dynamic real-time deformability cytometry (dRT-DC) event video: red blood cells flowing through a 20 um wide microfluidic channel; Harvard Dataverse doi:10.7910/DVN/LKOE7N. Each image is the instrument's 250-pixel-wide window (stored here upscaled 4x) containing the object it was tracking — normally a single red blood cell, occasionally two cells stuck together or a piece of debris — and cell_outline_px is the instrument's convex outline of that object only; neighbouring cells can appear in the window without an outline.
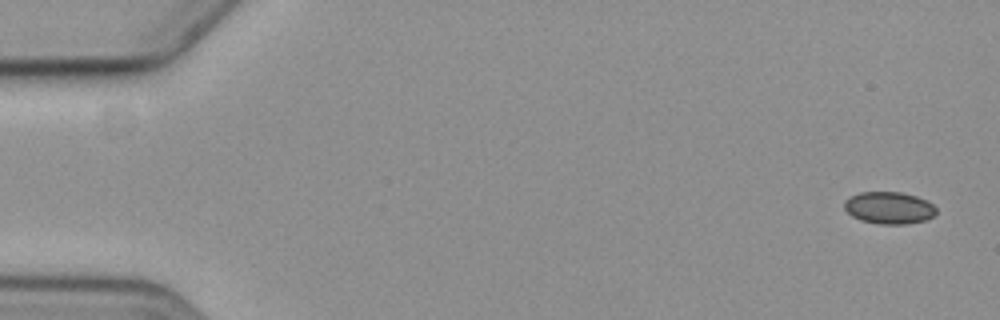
{"species": "common noctule bat (a hibernating species)", "species_latin": "Nyctalus noctula", "temperature_condition": "cold", "stored_images_in_passage": 7, "camera_frame_rate_fps": 3000, "um_per_image_px": 0.085, "animal": {"sex": "female", "body_mass_g": 19.3, "forearm_length_mm": 54.1}, "frame": {"image": 1, "passage_image": 1, "time_ms": 0.0, "image_size_px": [1000, 320], "cell_outline_px": [[936, 212], [932, 216], [924, 220], [904, 224], [880, 224], [860, 220], [852, 216], [844, 208], [844, 200], [860, 192], [900, 192], [916, 196], [932, 204], [936, 208]], "centroid_in_image_um": [75.54, 17.66], "position_along_channel_um": 9.5, "area_um2": 16.99}}
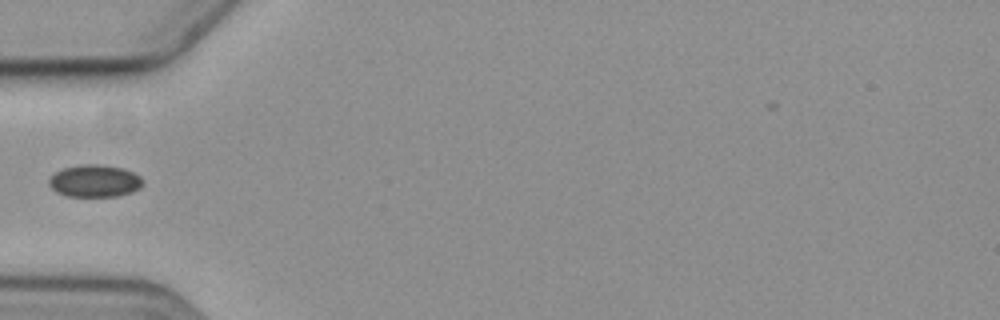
{"frame": {"image": 2, "passage_image": 6, "time_ms": 6.0, "image_size_px": [1000, 320], "cell_outline_px": [[144, 184], [140, 188], [132, 192], [116, 196], [68, 196], [56, 192], [48, 184], [48, 180], [56, 172], [64, 168], [80, 164], [100, 164], [124, 168], [140, 176], [144, 180]], "centroid_in_image_um": [8.07, 15.37], "position_along_channel_um": 76.9, "area_um2": 17.74}}
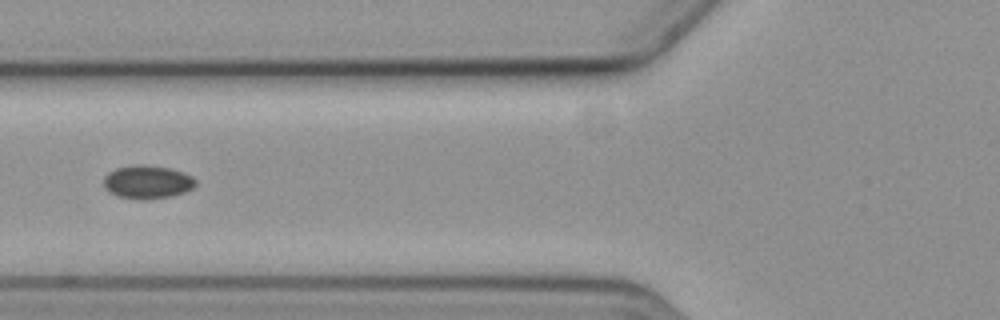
{"frame": {"image": 3, "passage_image": 7, "time_ms": 7.0, "image_size_px": [1000, 320], "cell_outline_px": [[196, 184], [192, 188], [184, 192], [172, 196], [144, 200], [140, 200], [116, 196], [108, 192], [104, 188], [104, 176], [108, 172], [116, 168], [144, 164], [168, 168], [184, 172], [192, 176], [196, 180]], "centroid_in_image_um": [12.51, 15.48], "position_along_channel_um": 113.3, "area_um2": 17.98}}